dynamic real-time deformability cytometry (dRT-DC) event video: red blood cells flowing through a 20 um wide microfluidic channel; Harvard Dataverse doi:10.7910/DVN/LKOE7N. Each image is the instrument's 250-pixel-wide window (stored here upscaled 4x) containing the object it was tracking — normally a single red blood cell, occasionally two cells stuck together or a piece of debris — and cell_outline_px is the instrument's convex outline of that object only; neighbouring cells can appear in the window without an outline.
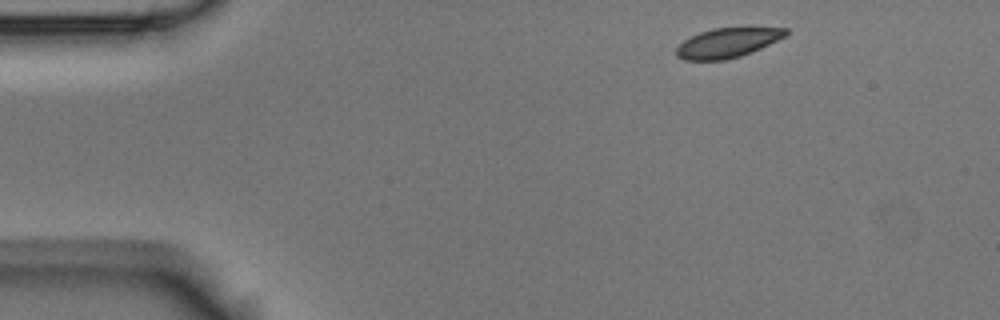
{"species": "Egyptian fruit bat (a non-hibernating species)", "species_latin": "Rousettus aegyptiacus", "temperature_condition": "room temperature", "stored_images_in_passage": 13, "camera_frame_rate_fps": 3000, "um_per_image_px": 0.085, "animal": {"sex": "male"}, "frame": {"image": 1, "passage_image": 1, "time_ms": 0.0, "image_size_px": [1000, 320], "cell_outline_px": [[788, 32], [784, 36], [752, 52], [740, 56], [724, 60], [684, 60], [676, 56], [676, 48], [684, 40], [700, 32], [712, 28], [788, 28]], "centroid_in_image_um": [61.79, 3.65], "position_along_channel_um": 23.2, "area_um2": 18.55}}
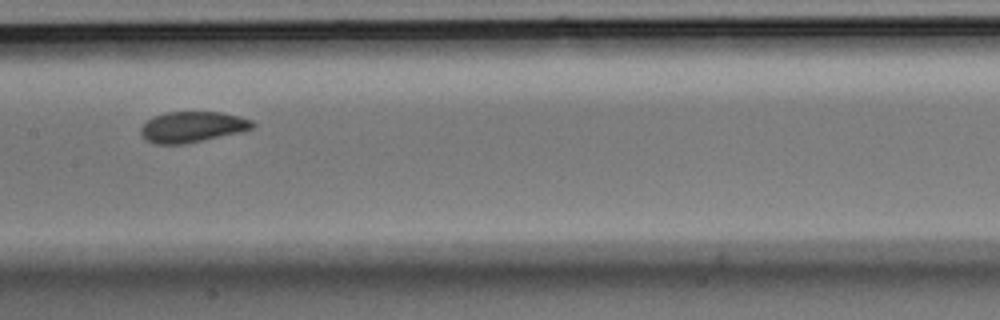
{"frame": {"image": 2, "passage_image": 6, "time_ms": 1.667, "image_size_px": [1000, 320], "cell_outline_px": [[256, 124], [252, 128], [240, 132], [184, 144], [156, 144], [144, 140], [140, 132], [140, 128], [152, 116], [164, 112], [220, 112], [240, 116], [252, 120]], "centroid_in_image_um": [16.32, 10.78], "position_along_channel_um": 191.1, "area_um2": 20.11}}
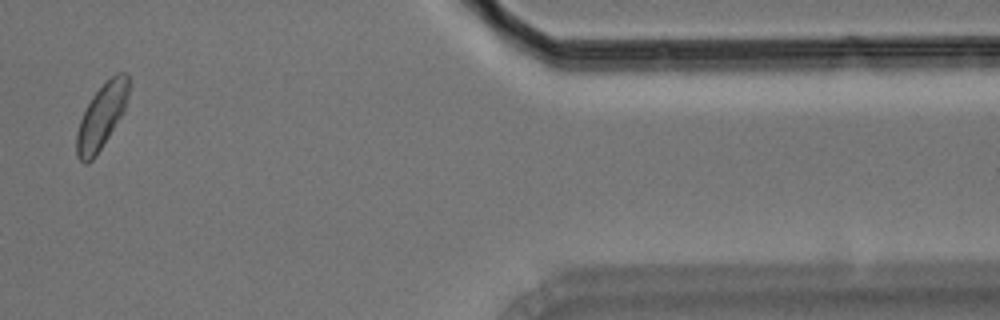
{"frame": {"image": 3, "passage_image": 12, "time_ms": 3.667, "image_size_px": [1000, 320], "cell_outline_px": [[128, 92], [124, 112], [96, 156], [88, 164], [84, 164], [76, 156], [76, 132], [80, 120], [92, 96], [116, 72], [128, 72]], "centroid_in_image_um": [8.62, 9.92], "position_along_channel_um": 402.8, "area_um2": 19.48}}